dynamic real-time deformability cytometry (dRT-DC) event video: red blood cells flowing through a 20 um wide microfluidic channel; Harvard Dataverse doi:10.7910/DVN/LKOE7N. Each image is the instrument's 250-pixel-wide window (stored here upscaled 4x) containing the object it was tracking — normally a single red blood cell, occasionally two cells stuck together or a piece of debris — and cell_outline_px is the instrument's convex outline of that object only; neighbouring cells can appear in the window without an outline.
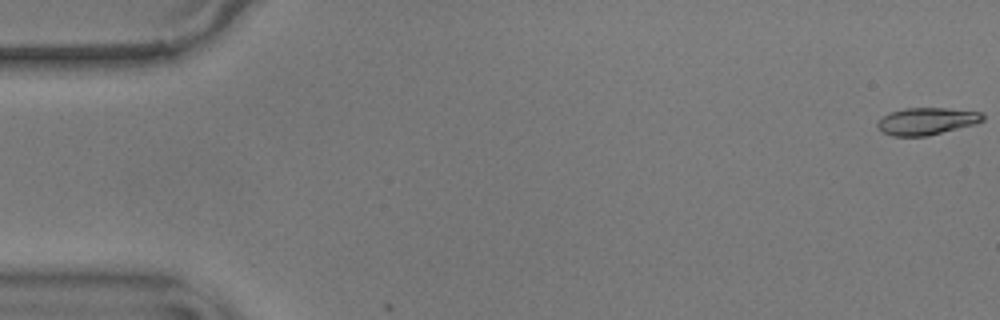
{"species": "common noctule bat (a hibernating species)", "species_latin": "Nyctalus noctula", "temperature_condition": "warm", "stored_images_in_passage": 4, "camera_frame_rate_fps": 3000, "um_per_image_px": 0.085, "animal": {"sex": "male", "body_mass_g": 17.9}, "frame": {"image": 1, "passage_image": 1, "time_ms": 0.0, "image_size_px": [1000, 320], "cell_outline_px": [[984, 120], [976, 124], [928, 136], [892, 136], [876, 128], [876, 124], [884, 116], [892, 112], [904, 108], [944, 108], [980, 112], [984, 116]], "centroid_in_image_um": [78.77, 10.31], "position_along_channel_um": 6.2, "area_um2": 16.59}}